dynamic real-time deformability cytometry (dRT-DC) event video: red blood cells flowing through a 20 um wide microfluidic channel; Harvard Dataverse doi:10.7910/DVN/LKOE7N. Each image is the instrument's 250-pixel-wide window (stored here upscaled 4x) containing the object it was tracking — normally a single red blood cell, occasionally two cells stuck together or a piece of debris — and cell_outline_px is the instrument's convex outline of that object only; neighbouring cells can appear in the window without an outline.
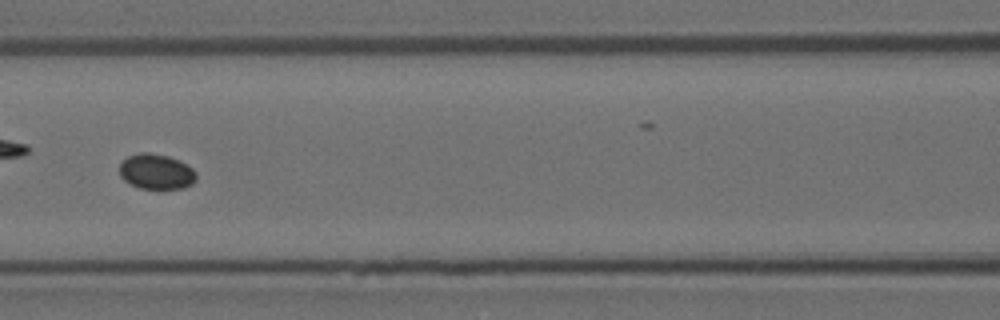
{"species": "Egyptian fruit bat (a non-hibernating species)", "species_latin": "Rousettus aegyptiacus", "temperature_condition": "room temperature", "stored_images_in_passage": 54, "camera_frame_rate_fps": 3000, "um_per_image_px": 0.085, "animal": {"sex": "female"}, "frame": {"image": 1, "passage_image": 24, "time_ms": 7.667, "image_size_px": [1000, 320], "cell_outline_px": [[196, 180], [192, 184], [184, 188], [164, 192], [160, 192], [140, 188], [124, 180], [120, 176], [120, 164], [128, 156], [140, 152], [148, 152], [168, 156], [192, 168], [196, 172]], "centroid_in_image_um": [13.3, 14.65], "position_along_channel_um": 153.3, "area_um2": 16.24}}
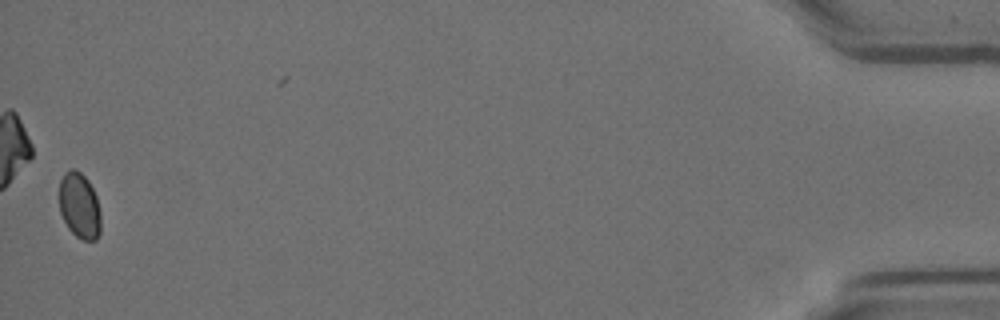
{"frame": {"image": 2, "passage_image": 54, "time_ms": 17.667, "image_size_px": [1000, 320], "cell_outline_px": [[100, 232], [96, 240], [84, 240], [76, 236], [68, 228], [60, 212], [60, 180], [64, 172], [72, 168], [80, 172], [88, 180], [96, 196], [100, 212]], "centroid_in_image_um": [6.76, 17.48], "position_along_channel_um": 428.4, "area_um2": 15.84}}